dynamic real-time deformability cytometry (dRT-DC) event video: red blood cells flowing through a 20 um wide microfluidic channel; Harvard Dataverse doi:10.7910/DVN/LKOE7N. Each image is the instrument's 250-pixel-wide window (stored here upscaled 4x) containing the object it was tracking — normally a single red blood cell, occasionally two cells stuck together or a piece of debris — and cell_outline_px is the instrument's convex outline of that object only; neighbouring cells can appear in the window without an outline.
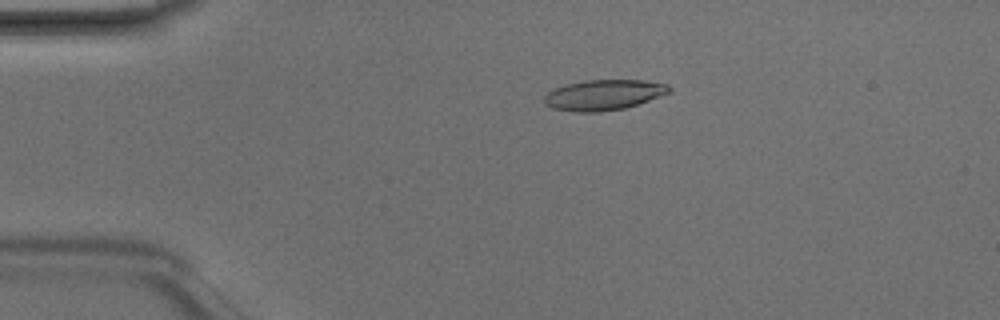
{"species": "Egyptian fruit bat (a non-hibernating species)", "species_latin": "Rousettus aegyptiacus", "temperature_condition": "room temperature", "stored_images_in_passage": 4, "camera_frame_rate_fps": 3000, "um_per_image_px": 0.085, "animal": {"sex": "male"}, "frame": {"image": 1, "passage_image": 3, "time_ms": 0.667, "image_size_px": [1000, 320], "cell_outline_px": [[672, 92], [624, 108], [600, 112], [576, 112], [552, 108], [544, 104], [544, 96], [548, 92], [564, 84], [584, 80], [644, 80], [668, 84], [672, 88]], "centroid_in_image_um": [51.31, 8.06], "position_along_channel_um": 33.7, "area_um2": 22.25}}